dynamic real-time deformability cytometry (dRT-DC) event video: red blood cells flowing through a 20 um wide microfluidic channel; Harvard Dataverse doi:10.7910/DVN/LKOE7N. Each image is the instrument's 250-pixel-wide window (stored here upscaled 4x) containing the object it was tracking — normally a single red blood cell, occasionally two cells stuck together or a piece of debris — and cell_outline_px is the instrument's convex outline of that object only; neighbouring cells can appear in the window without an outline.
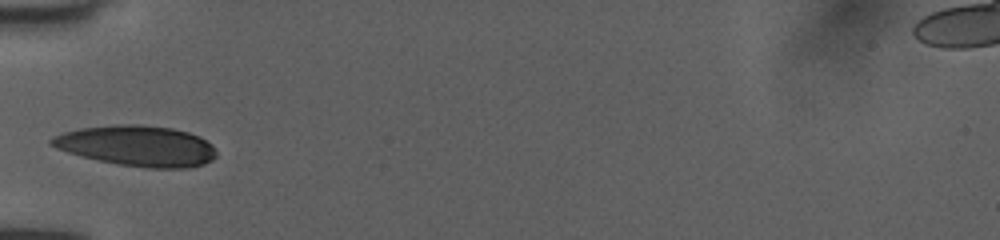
{"species": "human", "species_latin": "Homo sapiens", "temperature_condition": "room temperature", "stored_images_in_passage": 6, "camera_frame_rate_fps": 3000, "um_per_image_px": 0.085, "donor": {"sex": "female"}, "frame": {"image": 1, "passage_image": 1, "time_ms": 0.0, "image_size_px": [1000, 240], "cell_outline_px": [[216, 156], [212, 160], [204, 164], [188, 168], [148, 168], [116, 164], [68, 152], [56, 148], [48, 144], [48, 140], [64, 132], [80, 128], [116, 124], [140, 124], [172, 128], [188, 132], [200, 136], [212, 144], [216, 148]], "centroid_in_image_um": [11.69, 12.39], "position_along_channel_um": 73.3, "area_um2": 39.13}}
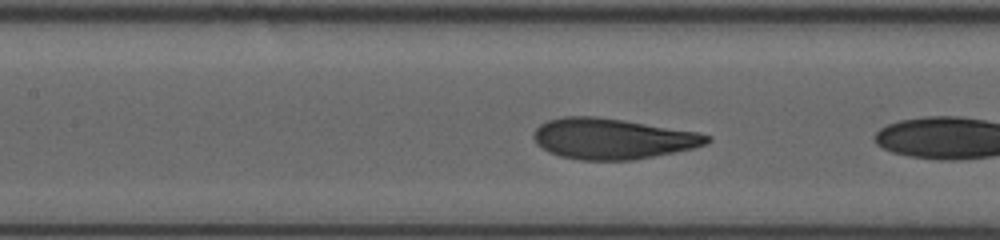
{"frame": {"image": 2, "passage_image": 5, "time_ms": 1.333, "image_size_px": [1000, 240], "cell_outline_px": [[712, 140], [704, 144], [692, 148], [632, 160], [580, 160], [560, 156], [548, 152], [536, 144], [532, 136], [536, 128], [540, 124], [548, 120], [564, 116], [596, 116], [624, 120], [696, 132], [712, 136]], "centroid_in_image_um": [52.0, 11.78], "position_along_channel_um": 155.4, "area_um2": 40.92}}